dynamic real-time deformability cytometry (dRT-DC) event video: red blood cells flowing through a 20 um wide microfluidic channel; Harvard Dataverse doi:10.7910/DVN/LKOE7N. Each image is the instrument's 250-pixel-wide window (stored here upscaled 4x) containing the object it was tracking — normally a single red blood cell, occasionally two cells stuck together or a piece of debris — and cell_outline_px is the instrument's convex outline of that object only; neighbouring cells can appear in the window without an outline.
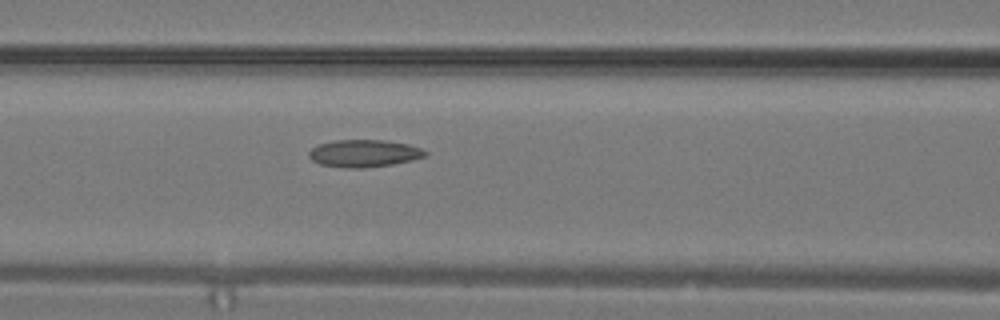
{"species": "common noctule bat (a hibernating species)", "species_latin": "Nyctalus noctula", "temperature_condition": "warm", "stored_images_in_passage": 5, "camera_frame_rate_fps": 3000, "um_per_image_px": 0.085, "animal": {"sex": "male", "body_mass_g": 19.2, "forearm_length_mm": 51.8}, "frame": {"image": 1, "passage_image": 4, "time_ms": 1.0, "image_size_px": [1000, 320], "cell_outline_px": [[428, 152], [424, 156], [412, 160], [392, 164], [360, 168], [348, 168], [320, 164], [312, 160], [308, 156], [308, 152], [312, 148], [320, 144], [336, 140], [384, 140], [408, 144], [420, 148]], "centroid_in_image_um": [30.93, 13.03], "position_along_channel_um": 135.7, "area_um2": 18.32}}